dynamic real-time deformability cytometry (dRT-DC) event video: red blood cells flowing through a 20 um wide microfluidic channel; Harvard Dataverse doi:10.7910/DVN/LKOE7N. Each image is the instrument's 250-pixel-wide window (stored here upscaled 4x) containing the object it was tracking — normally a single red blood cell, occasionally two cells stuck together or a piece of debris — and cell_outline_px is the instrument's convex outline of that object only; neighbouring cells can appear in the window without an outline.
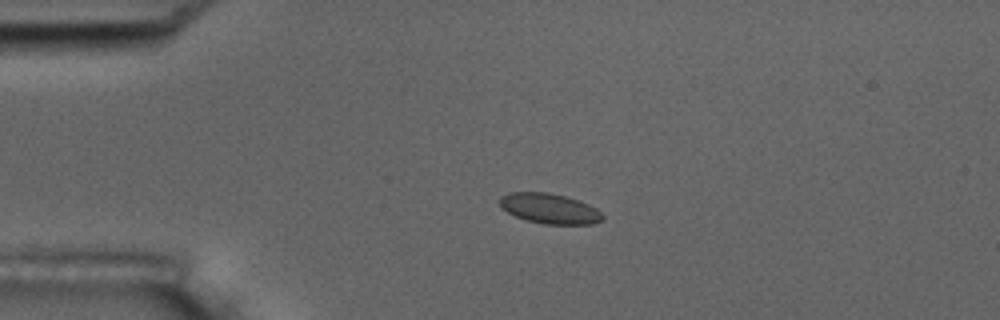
{"species": "common noctule bat (a hibernating species)", "species_latin": "Nyctalus noctula", "temperature_condition": "room temperature", "stored_images_in_passage": 4, "camera_frame_rate_fps": 3000, "um_per_image_px": 0.085, "animal": {"sex": "male", "body_mass_g": 17.5, "forearm_length_mm": 52.3}, "frame": {"image": 1, "passage_image": 3, "time_ms": 2.333, "image_size_px": [1000, 320], "cell_outline_px": [[604, 220], [592, 224], [544, 224], [528, 220], [516, 216], [500, 208], [500, 196], [508, 192], [548, 192], [564, 196], [588, 204], [596, 208], [604, 216]], "centroid_in_image_um": [46.7, 17.72], "position_along_channel_um": 38.3, "area_um2": 18.03}}